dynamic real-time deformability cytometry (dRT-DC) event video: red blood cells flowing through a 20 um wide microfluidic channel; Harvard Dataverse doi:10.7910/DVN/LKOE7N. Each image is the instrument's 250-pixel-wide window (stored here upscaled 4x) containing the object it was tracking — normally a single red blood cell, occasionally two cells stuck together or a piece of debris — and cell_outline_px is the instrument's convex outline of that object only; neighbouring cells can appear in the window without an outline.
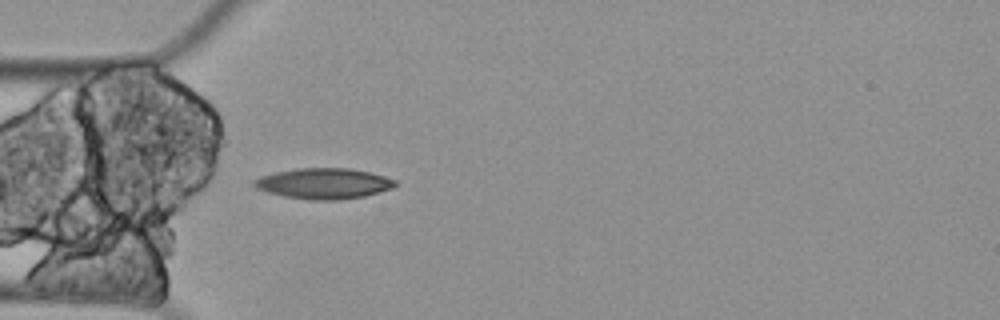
{"species": "Egyptian fruit bat (a non-hibernating species)", "species_latin": "Rousettus aegyptiacus", "temperature_condition": "cold", "stored_images_in_passage": 5, "camera_frame_rate_fps": 3000, "um_per_image_px": 0.085, "animal": {"sex": "female"}, "frame": {"image": 1, "passage_image": 5, "time_ms": 1.333, "image_size_px": [1000, 320], "cell_outline_px": [[396, 184], [392, 188], [364, 196], [340, 200], [312, 200], [284, 196], [268, 192], [256, 188], [252, 184], [252, 180], [260, 176], [276, 172], [296, 168], [348, 168], [368, 172], [384, 176], [396, 180]], "centroid_in_image_um": [27.49, 15.59], "position_along_channel_um": 57.5, "area_um2": 25.14}}